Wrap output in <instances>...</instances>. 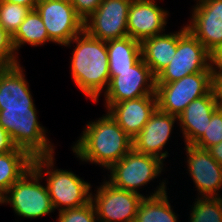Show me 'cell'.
I'll use <instances>...</instances> for the list:
<instances>
[{"mask_svg":"<svg viewBox=\"0 0 222 222\" xmlns=\"http://www.w3.org/2000/svg\"><path fill=\"white\" fill-rule=\"evenodd\" d=\"M77 15L83 20H87L100 6L102 0H70Z\"/></svg>","mask_w":222,"mask_h":222,"instance_id":"f546056e","label":"cell"},{"mask_svg":"<svg viewBox=\"0 0 222 222\" xmlns=\"http://www.w3.org/2000/svg\"><path fill=\"white\" fill-rule=\"evenodd\" d=\"M175 122L178 124L177 116L157 108L143 129L132 138V149L138 153L156 156L165 162L169 153L164 149L171 139Z\"/></svg>","mask_w":222,"mask_h":222,"instance_id":"9a60e30c","label":"cell"},{"mask_svg":"<svg viewBox=\"0 0 222 222\" xmlns=\"http://www.w3.org/2000/svg\"><path fill=\"white\" fill-rule=\"evenodd\" d=\"M97 119L87 123L71 150L81 162L107 170L132 149V138L108 113Z\"/></svg>","mask_w":222,"mask_h":222,"instance_id":"6da1fadb","label":"cell"},{"mask_svg":"<svg viewBox=\"0 0 222 222\" xmlns=\"http://www.w3.org/2000/svg\"><path fill=\"white\" fill-rule=\"evenodd\" d=\"M2 1L23 5L26 7H30L32 10H34L39 0H2Z\"/></svg>","mask_w":222,"mask_h":222,"instance_id":"e575fe53","label":"cell"},{"mask_svg":"<svg viewBox=\"0 0 222 222\" xmlns=\"http://www.w3.org/2000/svg\"><path fill=\"white\" fill-rule=\"evenodd\" d=\"M31 10L30 7L0 0V25L12 36Z\"/></svg>","mask_w":222,"mask_h":222,"instance_id":"484cf974","label":"cell"},{"mask_svg":"<svg viewBox=\"0 0 222 222\" xmlns=\"http://www.w3.org/2000/svg\"><path fill=\"white\" fill-rule=\"evenodd\" d=\"M15 148L9 133L0 125V155L9 153Z\"/></svg>","mask_w":222,"mask_h":222,"instance_id":"1f68e13d","label":"cell"},{"mask_svg":"<svg viewBox=\"0 0 222 222\" xmlns=\"http://www.w3.org/2000/svg\"><path fill=\"white\" fill-rule=\"evenodd\" d=\"M169 14L156 0H132L127 17L128 36L142 42L164 33Z\"/></svg>","mask_w":222,"mask_h":222,"instance_id":"2e32d148","label":"cell"},{"mask_svg":"<svg viewBox=\"0 0 222 222\" xmlns=\"http://www.w3.org/2000/svg\"><path fill=\"white\" fill-rule=\"evenodd\" d=\"M167 182L160 180L159 186L153 192L137 194L114 187L106 180V176L97 187L96 193L91 194L98 222H134L139 204L144 197H153L167 191Z\"/></svg>","mask_w":222,"mask_h":222,"instance_id":"5b68a950","label":"cell"},{"mask_svg":"<svg viewBox=\"0 0 222 222\" xmlns=\"http://www.w3.org/2000/svg\"><path fill=\"white\" fill-rule=\"evenodd\" d=\"M48 42L52 41L49 39L45 25L35 9L30 11L25 20L12 35V43L17 57H19L18 51L25 44L37 47L39 45L44 46Z\"/></svg>","mask_w":222,"mask_h":222,"instance_id":"603a6c76","label":"cell"},{"mask_svg":"<svg viewBox=\"0 0 222 222\" xmlns=\"http://www.w3.org/2000/svg\"><path fill=\"white\" fill-rule=\"evenodd\" d=\"M207 151L220 165H222V141L208 148Z\"/></svg>","mask_w":222,"mask_h":222,"instance_id":"d6a6232c","label":"cell"},{"mask_svg":"<svg viewBox=\"0 0 222 222\" xmlns=\"http://www.w3.org/2000/svg\"><path fill=\"white\" fill-rule=\"evenodd\" d=\"M56 222H98V219L95 207L92 201H90L81 207L58 212Z\"/></svg>","mask_w":222,"mask_h":222,"instance_id":"83f0119b","label":"cell"},{"mask_svg":"<svg viewBox=\"0 0 222 222\" xmlns=\"http://www.w3.org/2000/svg\"><path fill=\"white\" fill-rule=\"evenodd\" d=\"M33 157L21 148L0 155V196L32 167Z\"/></svg>","mask_w":222,"mask_h":222,"instance_id":"44dd1931","label":"cell"},{"mask_svg":"<svg viewBox=\"0 0 222 222\" xmlns=\"http://www.w3.org/2000/svg\"><path fill=\"white\" fill-rule=\"evenodd\" d=\"M13 47L12 36L0 25V70L20 63Z\"/></svg>","mask_w":222,"mask_h":222,"instance_id":"f1b7e54d","label":"cell"},{"mask_svg":"<svg viewBox=\"0 0 222 222\" xmlns=\"http://www.w3.org/2000/svg\"><path fill=\"white\" fill-rule=\"evenodd\" d=\"M196 72H213L212 54L186 28L177 31V49L172 61L155 76V83H169Z\"/></svg>","mask_w":222,"mask_h":222,"instance_id":"8992f818","label":"cell"},{"mask_svg":"<svg viewBox=\"0 0 222 222\" xmlns=\"http://www.w3.org/2000/svg\"><path fill=\"white\" fill-rule=\"evenodd\" d=\"M156 96H143L112 104L107 112L131 137H135L157 109Z\"/></svg>","mask_w":222,"mask_h":222,"instance_id":"e0dca14e","label":"cell"},{"mask_svg":"<svg viewBox=\"0 0 222 222\" xmlns=\"http://www.w3.org/2000/svg\"><path fill=\"white\" fill-rule=\"evenodd\" d=\"M71 44H75L70 62L72 79L86 97L97 103L110 83L106 42L83 30L64 47Z\"/></svg>","mask_w":222,"mask_h":222,"instance_id":"7a4b0ae2","label":"cell"},{"mask_svg":"<svg viewBox=\"0 0 222 222\" xmlns=\"http://www.w3.org/2000/svg\"><path fill=\"white\" fill-rule=\"evenodd\" d=\"M222 141V107H218L206 127L204 134L193 144L194 146L207 150Z\"/></svg>","mask_w":222,"mask_h":222,"instance_id":"4316f807","label":"cell"},{"mask_svg":"<svg viewBox=\"0 0 222 222\" xmlns=\"http://www.w3.org/2000/svg\"><path fill=\"white\" fill-rule=\"evenodd\" d=\"M42 176L33 168L17 180L2 197V204H9L22 218L35 219L55 212L47 186Z\"/></svg>","mask_w":222,"mask_h":222,"instance_id":"52a82bcc","label":"cell"},{"mask_svg":"<svg viewBox=\"0 0 222 222\" xmlns=\"http://www.w3.org/2000/svg\"><path fill=\"white\" fill-rule=\"evenodd\" d=\"M188 222H222V197H197Z\"/></svg>","mask_w":222,"mask_h":222,"instance_id":"d4e9b609","label":"cell"},{"mask_svg":"<svg viewBox=\"0 0 222 222\" xmlns=\"http://www.w3.org/2000/svg\"><path fill=\"white\" fill-rule=\"evenodd\" d=\"M186 28L213 55L222 46V0H201L192 6Z\"/></svg>","mask_w":222,"mask_h":222,"instance_id":"4fadbf2b","label":"cell"},{"mask_svg":"<svg viewBox=\"0 0 222 222\" xmlns=\"http://www.w3.org/2000/svg\"><path fill=\"white\" fill-rule=\"evenodd\" d=\"M212 91L214 97L219 105L222 107V71H219L213 67L212 72Z\"/></svg>","mask_w":222,"mask_h":222,"instance_id":"4dcf8cb0","label":"cell"},{"mask_svg":"<svg viewBox=\"0 0 222 222\" xmlns=\"http://www.w3.org/2000/svg\"><path fill=\"white\" fill-rule=\"evenodd\" d=\"M35 10L55 45H67L84 30V21L77 15L70 0H39Z\"/></svg>","mask_w":222,"mask_h":222,"instance_id":"8fae6325","label":"cell"},{"mask_svg":"<svg viewBox=\"0 0 222 222\" xmlns=\"http://www.w3.org/2000/svg\"><path fill=\"white\" fill-rule=\"evenodd\" d=\"M109 71H124L133 66L141 56V42L126 36L106 42Z\"/></svg>","mask_w":222,"mask_h":222,"instance_id":"7402d4cb","label":"cell"},{"mask_svg":"<svg viewBox=\"0 0 222 222\" xmlns=\"http://www.w3.org/2000/svg\"><path fill=\"white\" fill-rule=\"evenodd\" d=\"M110 83L104 92L106 110L115 103L156 96L155 76L142 57L128 70L109 71Z\"/></svg>","mask_w":222,"mask_h":222,"instance_id":"30bf717a","label":"cell"},{"mask_svg":"<svg viewBox=\"0 0 222 222\" xmlns=\"http://www.w3.org/2000/svg\"><path fill=\"white\" fill-rule=\"evenodd\" d=\"M0 204H1L0 206H2V197L1 196H0Z\"/></svg>","mask_w":222,"mask_h":222,"instance_id":"d590c367","label":"cell"},{"mask_svg":"<svg viewBox=\"0 0 222 222\" xmlns=\"http://www.w3.org/2000/svg\"><path fill=\"white\" fill-rule=\"evenodd\" d=\"M132 0H102L84 21V30L104 42L128 36L127 17Z\"/></svg>","mask_w":222,"mask_h":222,"instance_id":"7c38bea8","label":"cell"},{"mask_svg":"<svg viewBox=\"0 0 222 222\" xmlns=\"http://www.w3.org/2000/svg\"><path fill=\"white\" fill-rule=\"evenodd\" d=\"M219 107L212 89L188 104L178 116L184 145H193L205 132L214 111Z\"/></svg>","mask_w":222,"mask_h":222,"instance_id":"ac0fdd59","label":"cell"},{"mask_svg":"<svg viewBox=\"0 0 222 222\" xmlns=\"http://www.w3.org/2000/svg\"><path fill=\"white\" fill-rule=\"evenodd\" d=\"M177 49V31L162 33L141 42V56L151 73L156 76L175 55Z\"/></svg>","mask_w":222,"mask_h":222,"instance_id":"ffe728a7","label":"cell"},{"mask_svg":"<svg viewBox=\"0 0 222 222\" xmlns=\"http://www.w3.org/2000/svg\"><path fill=\"white\" fill-rule=\"evenodd\" d=\"M213 67L222 71V46L212 55Z\"/></svg>","mask_w":222,"mask_h":222,"instance_id":"836d02e7","label":"cell"},{"mask_svg":"<svg viewBox=\"0 0 222 222\" xmlns=\"http://www.w3.org/2000/svg\"><path fill=\"white\" fill-rule=\"evenodd\" d=\"M187 171L198 191L197 197H222V165L207 150L185 145ZM221 194V195H220Z\"/></svg>","mask_w":222,"mask_h":222,"instance_id":"5bb4252c","label":"cell"},{"mask_svg":"<svg viewBox=\"0 0 222 222\" xmlns=\"http://www.w3.org/2000/svg\"><path fill=\"white\" fill-rule=\"evenodd\" d=\"M20 63L0 70V108H34V99Z\"/></svg>","mask_w":222,"mask_h":222,"instance_id":"d6986e66","label":"cell"},{"mask_svg":"<svg viewBox=\"0 0 222 222\" xmlns=\"http://www.w3.org/2000/svg\"><path fill=\"white\" fill-rule=\"evenodd\" d=\"M163 162L156 156L131 149L107 170L110 173L107 174V181L116 188L141 194L139 190L143 186L150 184L165 171Z\"/></svg>","mask_w":222,"mask_h":222,"instance_id":"ba28073f","label":"cell"},{"mask_svg":"<svg viewBox=\"0 0 222 222\" xmlns=\"http://www.w3.org/2000/svg\"><path fill=\"white\" fill-rule=\"evenodd\" d=\"M37 109L0 108V125L9 133L14 145L27 151L33 158L55 153L46 133L48 130L38 121Z\"/></svg>","mask_w":222,"mask_h":222,"instance_id":"277c9868","label":"cell"},{"mask_svg":"<svg viewBox=\"0 0 222 222\" xmlns=\"http://www.w3.org/2000/svg\"><path fill=\"white\" fill-rule=\"evenodd\" d=\"M54 156L34 157L32 162V167L42 176V179H46V186L54 209L60 212L89 203L93 193L91 183L72 171L58 169L55 166Z\"/></svg>","mask_w":222,"mask_h":222,"instance_id":"3957f363","label":"cell"},{"mask_svg":"<svg viewBox=\"0 0 222 222\" xmlns=\"http://www.w3.org/2000/svg\"><path fill=\"white\" fill-rule=\"evenodd\" d=\"M168 198L167 191L157 196L144 197L134 222H180Z\"/></svg>","mask_w":222,"mask_h":222,"instance_id":"cb8c5ba5","label":"cell"},{"mask_svg":"<svg viewBox=\"0 0 222 222\" xmlns=\"http://www.w3.org/2000/svg\"><path fill=\"white\" fill-rule=\"evenodd\" d=\"M155 85L158 109L178 117L190 102L211 90L212 72H196L173 82Z\"/></svg>","mask_w":222,"mask_h":222,"instance_id":"9c48e42d","label":"cell"}]
</instances>
